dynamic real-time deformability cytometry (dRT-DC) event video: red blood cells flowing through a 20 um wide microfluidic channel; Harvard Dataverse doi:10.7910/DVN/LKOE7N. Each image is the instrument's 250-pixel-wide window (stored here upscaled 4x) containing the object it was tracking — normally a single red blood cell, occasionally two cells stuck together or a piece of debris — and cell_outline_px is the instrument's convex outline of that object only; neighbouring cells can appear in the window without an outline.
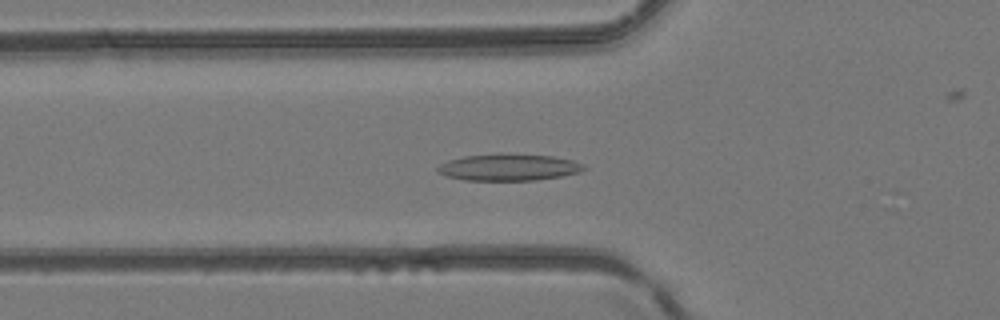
{"species": "common noctule bat (a hibernating species)", "species_latin": "Nyctalus noctula", "temperature_condition": "room temperature", "stored_images_in_passage": 34, "camera_frame_rate_fps": 3000, "um_per_image_px": 0.085, "animal": {"sex": "female", "body_mass_g": 24.6, "forearm_length_mm": 56.2}, "frame": {"image": 1, "passage_image": 6, "time_ms": 1.667, "image_size_px": [1000, 320], "cell_outline_px": [[588, 168], [580, 172], [560, 176], [536, 180], [464, 180], [444, 176], [436, 172], [436, 168], [440, 164], [448, 160], [464, 156], [500, 152], [552, 156], [572, 160], [584, 164]], "centroid_in_image_um": [43.21, 14.2], "position_along_channel_um": 82.6, "area_um2": 23.24}}
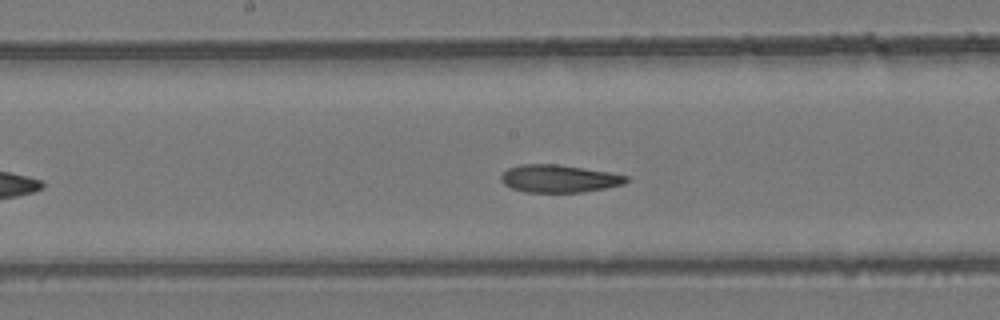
{"frame": {"image": 2, "passage_image": 14, "time_ms": 4.333, "image_size_px": [1000, 320], "cell_outline_px": [[628, 180], [624, 184], [604, 188], [580, 192], [524, 192], [512, 188], [504, 184], [500, 180], [500, 176], [508, 168], [520, 164], [556, 164], [584, 168], [608, 172], [628, 176]], "centroid_in_image_um": [47.48, 15.18], "position_along_channel_um": 200.7, "area_um2": 20.06}}
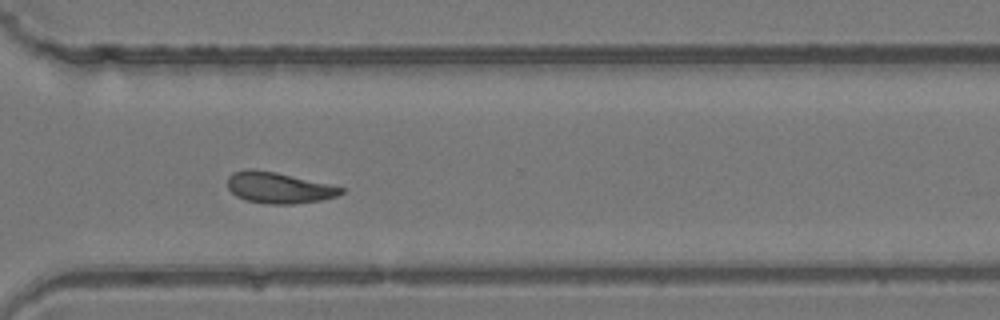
{"frame": {"image": 3, "passage_image": 24, "time_ms": 7.667, "image_size_px": [1000, 320], "cell_outline_px": [[344, 192], [336, 196], [320, 200], [292, 204], [268, 204], [244, 200], [236, 196], [228, 188], [228, 176], [232, 172], [248, 168], [252, 168], [276, 172], [328, 184], [344, 188]], "centroid_in_image_um": [23.64, 15.95], "position_along_channel_um": 347.0, "area_um2": 20.52}}